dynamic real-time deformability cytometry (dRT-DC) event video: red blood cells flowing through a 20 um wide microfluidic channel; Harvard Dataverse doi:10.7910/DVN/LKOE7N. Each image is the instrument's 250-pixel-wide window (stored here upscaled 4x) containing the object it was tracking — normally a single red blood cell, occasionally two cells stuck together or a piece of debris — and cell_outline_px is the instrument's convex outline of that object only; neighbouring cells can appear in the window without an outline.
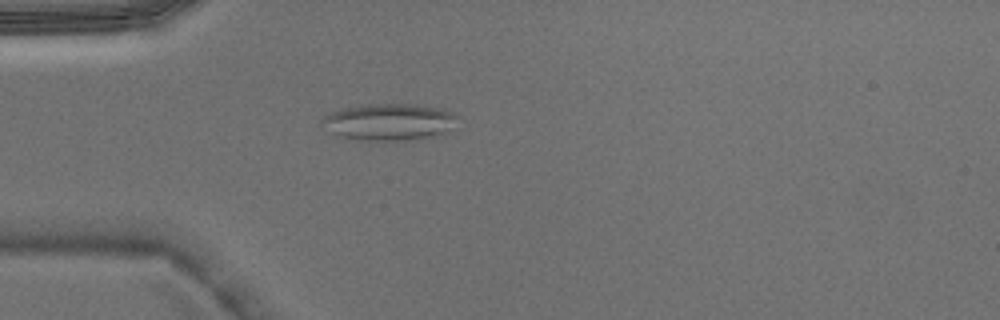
{"species": "Egyptian fruit bat (a non-hibernating species)", "species_latin": "Rousettus aegyptiacus", "temperature_condition": "warm", "stored_images_in_passage": 3, "camera_frame_rate_fps": 3000, "um_per_image_px": 0.085, "animal": {"sex": "male"}, "frame": {"image": 1, "passage_image": 3, "time_ms": 0.667, "image_size_px": [1000, 320], "cell_outline_px": [[460, 116], [444, 132], [428, 136], [408, 140], [364, 140], [344, 136], [332, 132], [320, 120], [324, 116], [332, 112], [344, 108], [368, 104], [416, 104], [440, 108], [452, 112]], "centroid_in_image_um": [33.09, 10.34], "position_along_channel_um": 51.9, "area_um2": 28.26}}